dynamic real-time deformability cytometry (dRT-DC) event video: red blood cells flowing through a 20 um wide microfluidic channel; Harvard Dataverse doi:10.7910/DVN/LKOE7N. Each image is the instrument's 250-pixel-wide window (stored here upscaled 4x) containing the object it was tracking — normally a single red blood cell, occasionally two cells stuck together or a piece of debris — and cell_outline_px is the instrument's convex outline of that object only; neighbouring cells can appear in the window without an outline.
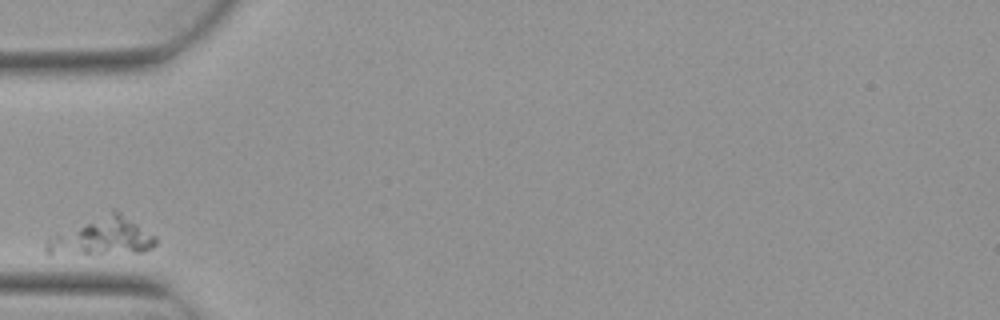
{"species": "Egyptian fruit bat (a non-hibernating species)", "species_latin": "Rousettus aegyptiacus", "temperature_condition": "warm", "stored_images_in_passage": 4, "camera_frame_rate_fps": 3000, "um_per_image_px": 0.085, "animal": {"sex": "female"}, "frame": {"image": 1, "passage_image": 1, "time_ms": 0.0, "image_size_px": [1000, 320], "cell_outline_px": [[156, 244], [152, 248], [144, 252], [48, 256], [44, 252], [44, 240], [48, 236], [56, 232], [112, 208], [116, 208], [156, 236]], "centroid_in_image_um": [8.58, 20.11], "position_along_channel_um": 76.4, "area_um2": 25.49}}
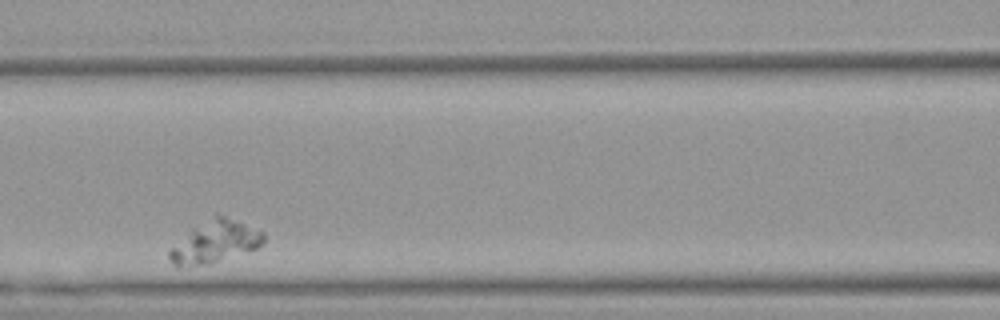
{"frame": {"image": 2, "passage_image": 3, "time_ms": 0.667, "image_size_px": [1000, 320], "cell_outline_px": [[264, 244], [256, 248], [208, 264], [176, 268], [172, 264], [168, 256], [168, 252], [192, 228], [216, 212], [264, 232]], "centroid_in_image_um": [18.25, 20.55], "position_along_channel_um": 148.3, "area_um2": 22.95}}
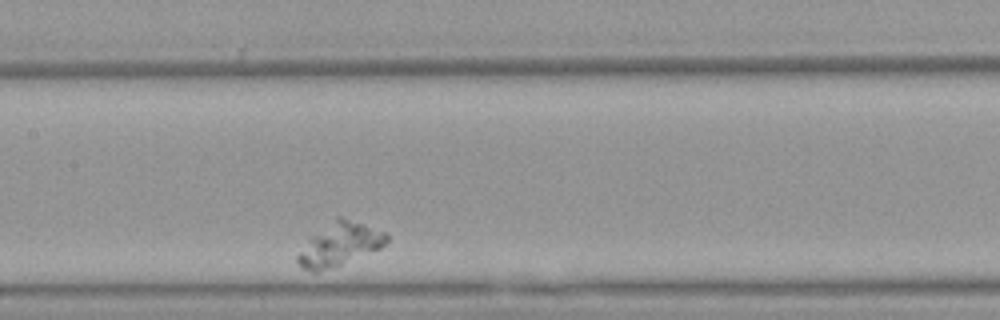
{"frame": {"image": 3, "passage_image": 4, "time_ms": 1.0, "image_size_px": [1000, 320], "cell_outline_px": [[388, 240], [380, 248], [340, 264], [316, 272], [312, 272], [304, 268], [296, 260], [296, 256], [308, 240], [312, 236], [336, 216], [340, 216], [388, 232]], "centroid_in_image_um": [28.88, 20.74], "position_along_channel_um": 178.5, "area_um2": 21.79}}